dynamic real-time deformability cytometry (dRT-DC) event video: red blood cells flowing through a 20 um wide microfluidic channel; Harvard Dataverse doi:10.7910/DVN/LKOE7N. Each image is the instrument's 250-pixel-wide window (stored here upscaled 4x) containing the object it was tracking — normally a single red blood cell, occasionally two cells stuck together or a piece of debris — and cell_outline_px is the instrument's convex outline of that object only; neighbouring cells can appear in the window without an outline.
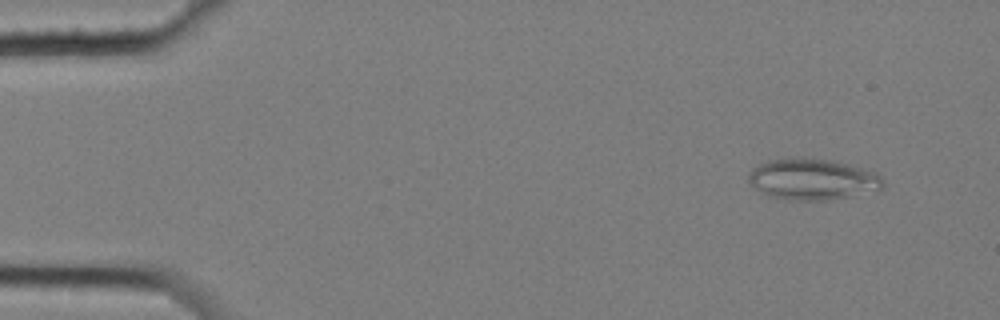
{"species": "common noctule bat (a hibernating species)", "species_latin": "Nyctalus noctula", "temperature_condition": "cold", "stored_images_in_passage": 5, "camera_frame_rate_fps": 3000, "um_per_image_px": 0.085, "animal": {"sex": "female", "body_mass_g": 25.1}, "frame": {"image": 1, "passage_image": 2, "time_ms": 0.333, "image_size_px": [1000, 320], "cell_outline_px": [[884, 184], [880, 188], [848, 196], [828, 200], [792, 200], [768, 196], [760, 192], [748, 180], [748, 176], [752, 168], [768, 160], [788, 156], [804, 156], [836, 160], [876, 172], [880, 176]], "centroid_in_image_um": [69.01, 15.19], "position_along_channel_um": 16.0, "area_um2": 32.54}}